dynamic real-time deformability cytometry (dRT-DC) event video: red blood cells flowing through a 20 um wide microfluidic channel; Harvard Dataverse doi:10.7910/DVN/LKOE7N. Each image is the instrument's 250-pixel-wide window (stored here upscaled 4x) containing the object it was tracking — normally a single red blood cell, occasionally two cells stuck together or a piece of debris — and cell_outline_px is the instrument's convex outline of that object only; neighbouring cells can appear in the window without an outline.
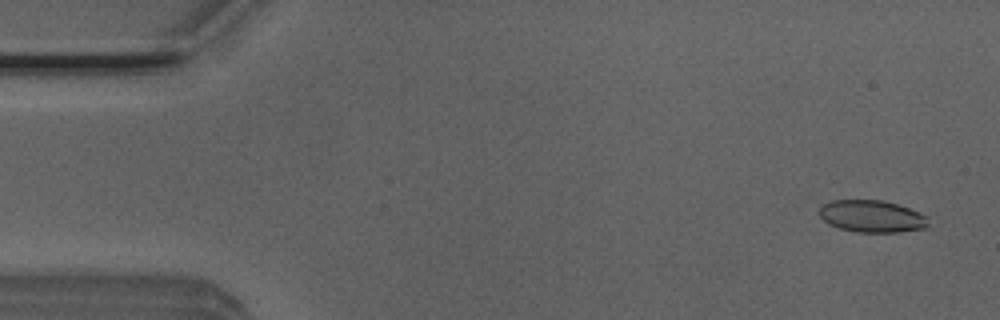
{"species": "Egyptian fruit bat (a non-hibernating species)", "species_latin": "Rousettus aegyptiacus", "temperature_condition": "room temperature", "stored_images_in_passage": 51, "camera_frame_rate_fps": 3000, "um_per_image_px": 0.085, "animal": {"sex": "male"}, "frame": {"image": 1, "passage_image": 1, "time_ms": 0.0, "image_size_px": [1000, 320], "cell_outline_px": [[928, 228], [900, 232], [856, 232], [840, 228], [828, 224], [820, 216], [820, 208], [824, 204], [832, 200], [884, 200], [908, 208], [928, 216]], "centroid_in_image_um": [74.14, 18.39], "position_along_channel_um": 10.9, "area_um2": 20.4}}
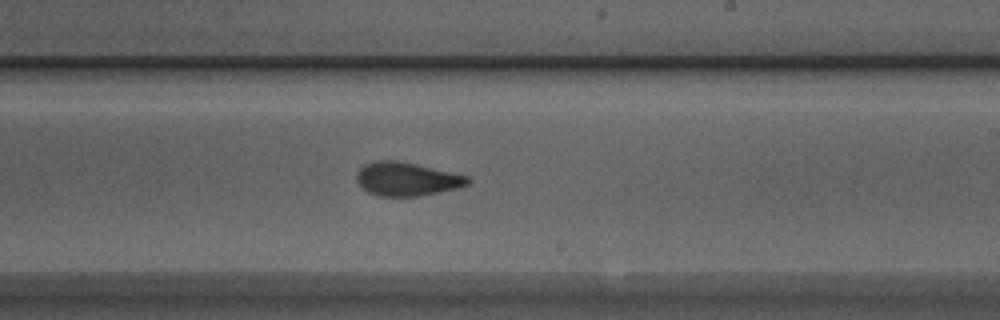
{"frame": {"image": 2, "passage_image": 29, "time_ms": 9.333, "image_size_px": [1000, 320], "cell_outline_px": [[472, 180], [468, 184], [460, 188], [420, 196], [376, 196], [368, 192], [356, 180], [356, 172], [364, 164], [376, 160], [396, 160], [416, 164], [468, 176]], "centroid_in_image_um": [34.58, 15.22], "position_along_channel_um": 254.4, "area_um2": 21.85}}
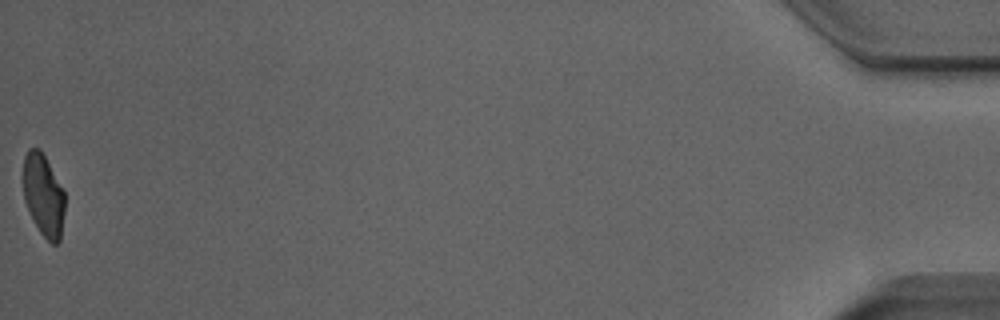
{"frame": {"image": 3, "passage_image": 51, "time_ms": 16.667, "image_size_px": [1000, 320], "cell_outline_px": [[64, 212], [60, 240], [56, 244], [52, 244], [40, 232], [24, 200], [20, 176], [24, 156], [28, 148], [40, 148], [64, 192]], "centroid_in_image_um": [3.64, 16.54], "position_along_channel_um": 431.6, "area_um2": 20.11}, "authors_computed_cell_mechanics": {"area_um2": 21.4438, "velocity_mm_per_s": 3.8765, "shape_relaxation_time_tau1_ms": 7.0429, "shape_relaxation_time_tau2_ms": 1.5961, "deformation_change_tau1": 0.1938, "deformation_change_tau2": 0.0722}}